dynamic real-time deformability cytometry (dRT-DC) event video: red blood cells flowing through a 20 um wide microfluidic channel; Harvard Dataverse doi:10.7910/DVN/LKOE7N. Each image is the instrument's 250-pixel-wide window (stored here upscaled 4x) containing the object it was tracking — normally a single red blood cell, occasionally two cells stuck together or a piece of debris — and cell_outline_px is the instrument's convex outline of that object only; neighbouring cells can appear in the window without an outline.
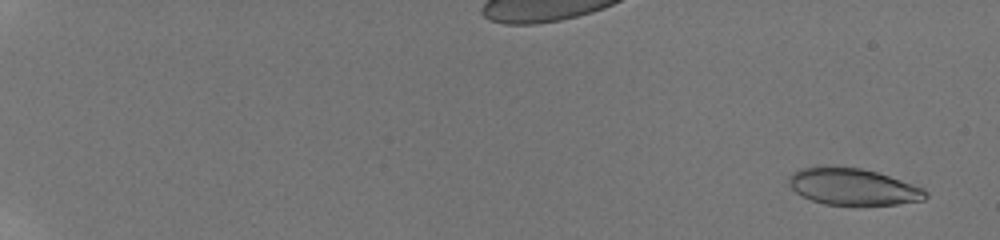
{"species": "human", "species_latin": "Homo sapiens", "temperature_condition": "room temperature", "stored_images_in_passage": 124, "camera_frame_rate_fps": 3000, "um_per_image_px": 0.085, "donor": {"sex": "male"}, "frame": {"image": 1, "passage_image": 8, "time_ms": 1.0, "image_size_px": [1000, 240], "cell_outline_px": [[928, 196], [924, 200], [896, 204], [824, 204], [812, 200], [796, 192], [788, 184], [788, 176], [792, 172], [800, 168], [824, 164], [860, 168], [876, 172], [924, 188], [928, 192]], "centroid_in_image_um": [72.45, 15.83], "position_along_channel_um": 12.5, "area_um2": 29.36}}
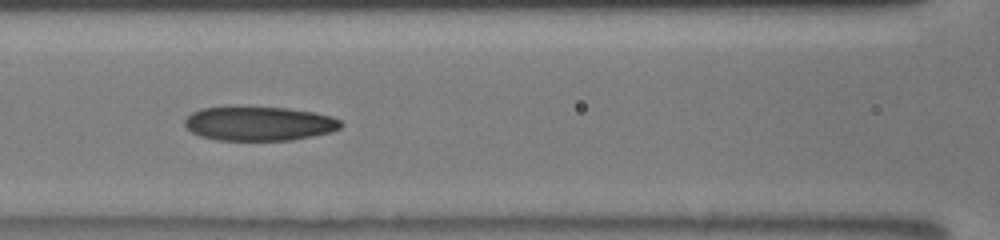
{"frame": {"image": 2, "passage_image": 52, "time_ms": 10.0, "image_size_px": [1000, 240], "cell_outline_px": [[344, 124], [340, 128], [332, 132], [292, 140], [216, 140], [200, 136], [192, 132], [184, 124], [184, 120], [192, 112], [204, 108], [288, 108], [312, 112], [332, 116], [340, 120]], "centroid_in_image_um": [22.06, 10.52], "position_along_channel_um": 144.5, "area_um2": 30.75}}
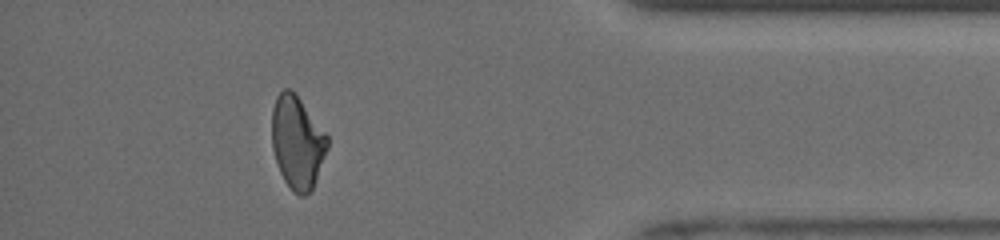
{"frame": {"image": 3, "passage_image": 110, "time_ms": 17.333, "image_size_px": [1000, 240], "cell_outline_px": [[328, 148], [312, 188], [304, 196], [300, 196], [292, 192], [284, 180], [280, 172], [272, 148], [272, 108], [276, 96], [284, 88], [288, 88], [300, 100], [328, 136]], "centroid_in_image_um": [25.25, 12.12], "position_along_channel_um": 410.0, "area_um2": 29.65}, "authors_computed_cell_mechanics": {"area_um2": 30.2872, "velocity_mm_per_s": 3.9706, "shape_relaxation_time_tau1_ms": null, "shape_relaxation_time_tau2_ms": 2.5119, "deformation_change_tau1": null, "deformation_change_tau2": 0.1152}}